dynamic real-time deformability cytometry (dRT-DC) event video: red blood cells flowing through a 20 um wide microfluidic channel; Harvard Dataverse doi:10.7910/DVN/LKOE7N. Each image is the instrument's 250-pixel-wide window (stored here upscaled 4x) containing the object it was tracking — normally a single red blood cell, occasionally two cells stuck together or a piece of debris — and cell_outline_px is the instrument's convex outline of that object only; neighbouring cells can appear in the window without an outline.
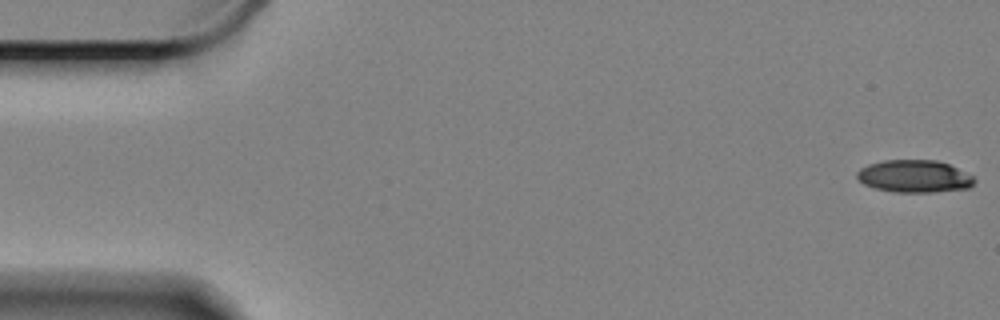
{"species": "Egyptian fruit bat (a non-hibernating species)", "species_latin": "Rousettus aegyptiacus", "temperature_condition": "cold", "stored_images_in_passage": 59, "camera_frame_rate_fps": 3000, "um_per_image_px": 0.085, "animal": {"sex": "female"}, "frame": {"image": 1, "passage_image": 1, "time_ms": 0.0, "image_size_px": [1000, 320], "cell_outline_px": [[976, 180], [968, 188], [936, 192], [892, 192], [872, 188], [856, 180], [856, 172], [860, 168], [868, 164], [884, 160], [936, 160], [948, 164], [972, 176]], "centroid_in_image_um": [77.65, 14.99], "position_along_channel_um": 7.4, "area_um2": 22.31}}
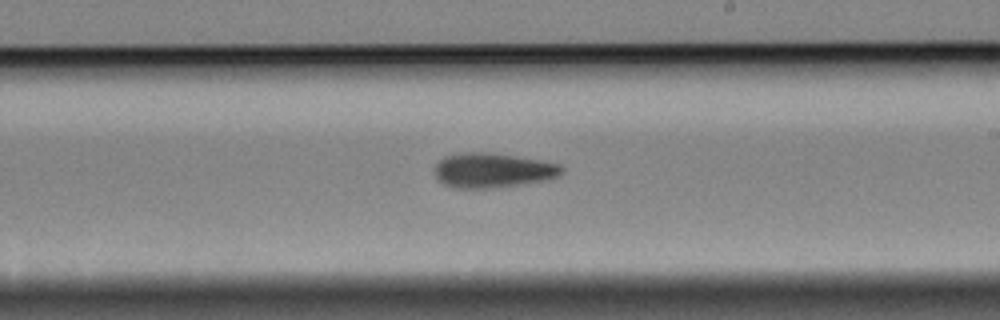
{"frame": {"image": 2, "passage_image": 34, "time_ms": 11.0, "image_size_px": [1000, 320], "cell_outline_px": [[564, 168], [556, 176], [548, 180], [524, 184], [496, 188], [452, 188], [436, 180], [436, 164], [444, 156], [468, 152], [480, 152], [512, 156], [560, 164]], "centroid_in_image_um": [41.85, 14.5], "position_along_channel_um": 247.2, "area_um2": 25.43}}
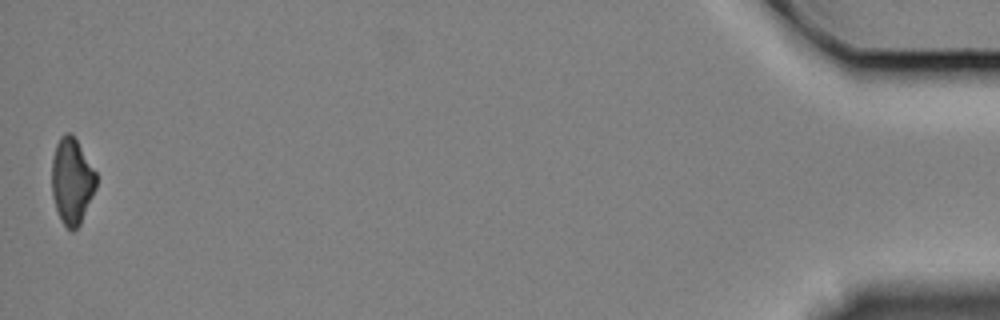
{"frame": {"image": 3, "passage_image": 59, "time_ms": 19.333, "image_size_px": [1000, 320], "cell_outline_px": [[96, 188], [80, 224], [72, 232], [60, 220], [52, 196], [52, 160], [56, 144], [60, 136], [64, 132], [72, 132], [96, 172]], "centroid_in_image_um": [6.1, 15.36], "position_along_channel_um": 429.1, "area_um2": 22.31}, "authors_computed_cell_mechanics": {"area_um2": 24.3338, "velocity_mm_per_s": 3.3321, "shape_relaxation_time_tau1_ms": 6.84, "shape_relaxation_time_tau2_ms": null, "deformation_change_tau1": 0.1664, "deformation_change_tau2": null}}